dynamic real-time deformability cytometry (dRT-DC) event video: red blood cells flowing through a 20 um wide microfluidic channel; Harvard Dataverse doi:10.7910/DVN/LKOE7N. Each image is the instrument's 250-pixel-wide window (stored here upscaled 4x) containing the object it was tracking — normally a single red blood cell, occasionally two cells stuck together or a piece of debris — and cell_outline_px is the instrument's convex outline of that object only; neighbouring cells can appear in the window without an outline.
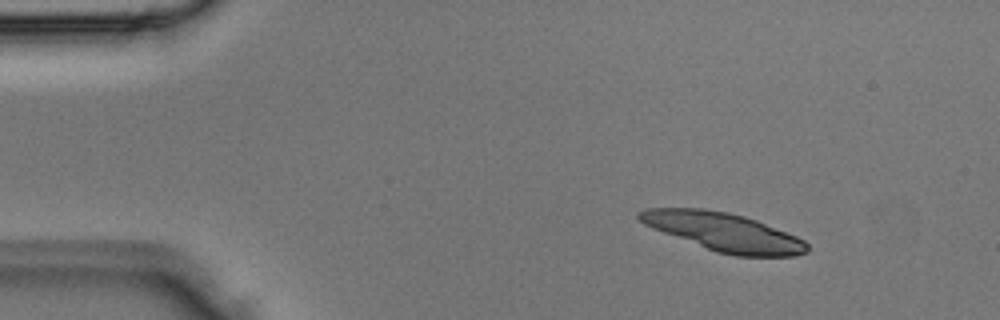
{"species": "Egyptian fruit bat (a non-hibernating species)", "species_latin": "Rousettus aegyptiacus", "temperature_condition": "room temperature", "stored_images_in_passage": 4, "camera_frame_rate_fps": 3000, "um_per_image_px": 0.085, "animal": {"sex": "male"}, "frame": {"image": 1, "passage_image": 1, "time_ms": 0.0, "image_size_px": [1000, 320], "cell_outline_px": [[808, 252], [796, 256], [736, 256], [716, 252], [652, 228], [644, 224], [636, 216], [636, 212], [644, 208], [704, 208], [728, 212], [744, 216], [756, 220], [796, 236], [804, 240], [808, 244]], "centroid_in_image_um": [61.5, 19.71], "position_along_channel_um": 23.5, "area_um2": 37.45}}